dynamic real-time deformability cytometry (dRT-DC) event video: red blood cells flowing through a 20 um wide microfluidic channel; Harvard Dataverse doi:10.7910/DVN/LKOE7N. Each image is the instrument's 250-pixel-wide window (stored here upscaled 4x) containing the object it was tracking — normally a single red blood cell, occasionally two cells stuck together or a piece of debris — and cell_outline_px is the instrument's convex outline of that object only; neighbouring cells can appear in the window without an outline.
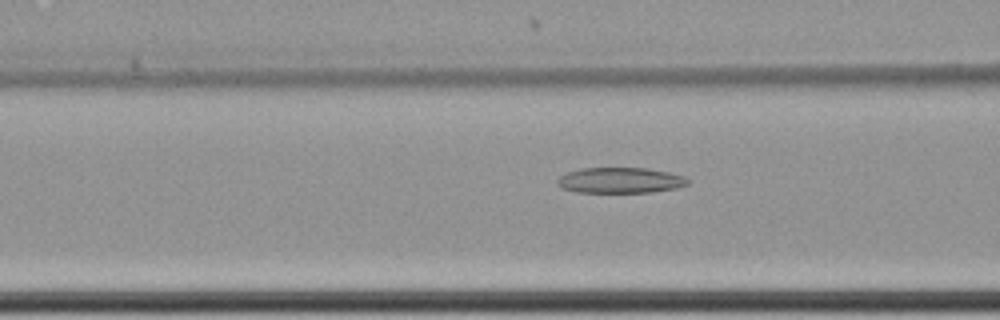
{"species": "common noctule bat (a hibernating species)", "species_latin": "Nyctalus noctula", "temperature_condition": "cold", "stored_images_in_passage": 36, "camera_frame_rate_fps": 3000, "um_per_image_px": 0.085, "animal": {"sex": "female", "body_mass_g": 22.7, "forearm_length_mm": 54.2}, "frame": {"image": 1, "passage_image": 8, "time_ms": 2.333, "image_size_px": [1000, 320], "cell_outline_px": [[692, 180], [688, 184], [676, 188], [652, 192], [576, 192], [560, 188], [556, 184], [556, 180], [560, 176], [568, 172], [580, 168], [648, 168], [668, 172], [684, 176]], "centroid_in_image_um": [52.71, 15.33], "position_along_channel_um": 113.9, "area_um2": 19.65}}
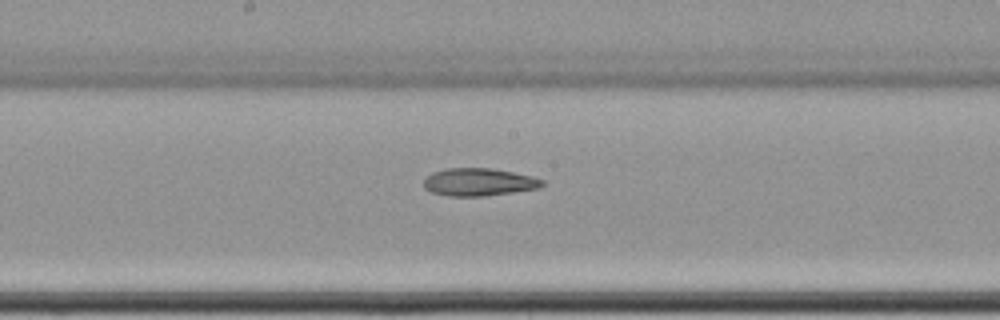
{"frame": {"image": 2, "passage_image": 16, "time_ms": 5.0, "image_size_px": [1000, 320], "cell_outline_px": [[544, 184], [540, 188], [484, 196], [448, 196], [432, 192], [424, 188], [424, 180], [432, 172], [444, 168], [492, 168], [532, 176], [544, 180]], "centroid_in_image_um": [40.7, 15.47], "position_along_channel_um": 207.5, "area_um2": 19.13}}
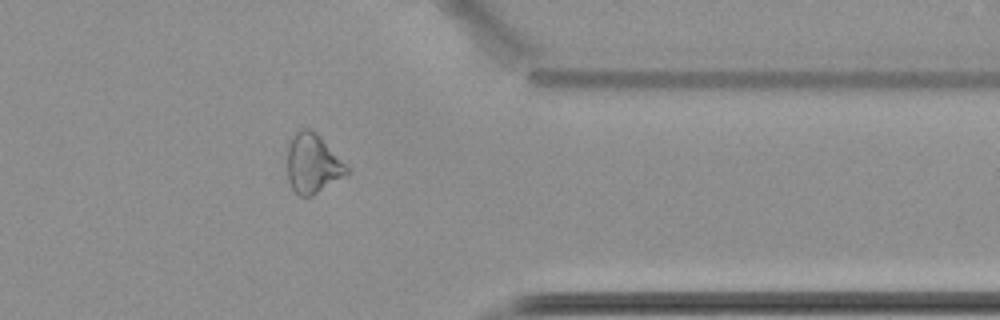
{"frame": {"image": 3, "passage_image": 32, "time_ms": 10.333, "image_size_px": [1000, 320], "cell_outline_px": [[348, 172], [312, 196], [300, 196], [292, 188], [288, 180], [284, 156], [284, 152], [288, 140], [300, 128], [308, 128], [316, 132], [320, 136], [348, 168]], "centroid_in_image_um": [26.46, 13.86], "position_along_channel_um": 384.9, "area_um2": 20.75}, "authors_computed_cell_mechanics": {"area_um2": 19.7098, "velocity_mm_per_s": 3.5072, "shape_relaxation_time_tau1_ms": null, "shape_relaxation_time_tau2_ms": 8.1993, "deformation_change_tau1": null, "deformation_change_tau2": 0.1671}}